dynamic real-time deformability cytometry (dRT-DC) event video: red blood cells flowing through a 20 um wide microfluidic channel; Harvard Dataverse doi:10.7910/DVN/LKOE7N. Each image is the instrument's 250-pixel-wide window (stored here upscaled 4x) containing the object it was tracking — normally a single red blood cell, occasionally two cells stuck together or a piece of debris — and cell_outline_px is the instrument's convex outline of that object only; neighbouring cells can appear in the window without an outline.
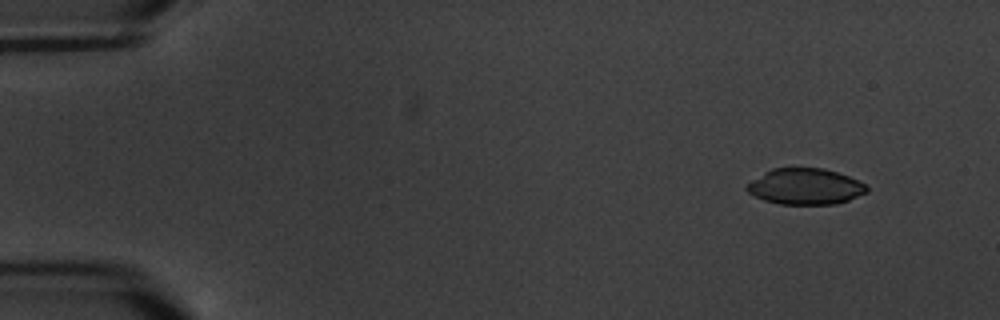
{"species": "common noctule bat (a hibernating species)", "species_latin": "Nyctalus noctula", "temperature_condition": "warm", "stored_images_in_passage": 6, "camera_frame_rate_fps": 3000, "um_per_image_px": 0.085, "animal": {"sex": "male", "body_mass_g": 20.1, "forearm_length_mm": 53.5}, "frame": {"image": 1, "passage_image": 1, "time_ms": 0.0, "image_size_px": [1000, 320], "cell_outline_px": [[868, 192], [848, 200], [836, 204], [780, 204], [764, 200], [748, 192], [744, 188], [752, 180], [764, 172], [772, 168], [824, 168], [848, 176], [864, 184], [868, 188]], "centroid_in_image_um": [68.44, 15.85], "position_along_channel_um": 16.6, "area_um2": 25.03}}